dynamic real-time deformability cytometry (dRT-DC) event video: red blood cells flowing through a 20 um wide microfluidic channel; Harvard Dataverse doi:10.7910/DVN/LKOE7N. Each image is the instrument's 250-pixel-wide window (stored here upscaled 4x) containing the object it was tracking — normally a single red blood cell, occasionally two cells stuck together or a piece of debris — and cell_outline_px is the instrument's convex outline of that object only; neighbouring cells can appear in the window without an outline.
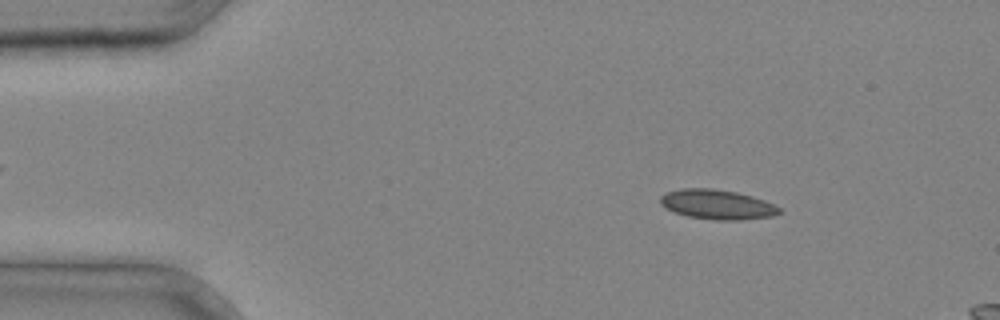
{"species": "common noctule bat (a hibernating species)", "species_latin": "Nyctalus noctula", "temperature_condition": "cold", "stored_images_in_passage": 37, "segment_of_instrument_passage": [1, 2], "camera_frame_rate_fps": 3000, "um_per_image_px": 0.085, "animal": {"sex": "male", "body_mass_g": 20.4}, "frame": {"image": 1, "passage_image": 5, "time_ms": 1.333, "image_size_px": [1000, 320], "cell_outline_px": [[780, 212], [772, 216], [740, 220], [716, 220], [688, 216], [676, 212], [660, 204], [660, 196], [664, 192], [680, 188], [712, 188], [736, 192], [752, 196], [764, 200], [780, 208]], "centroid_in_image_um": [60.93, 17.37], "position_along_channel_um": 24.1, "area_um2": 20.46}}
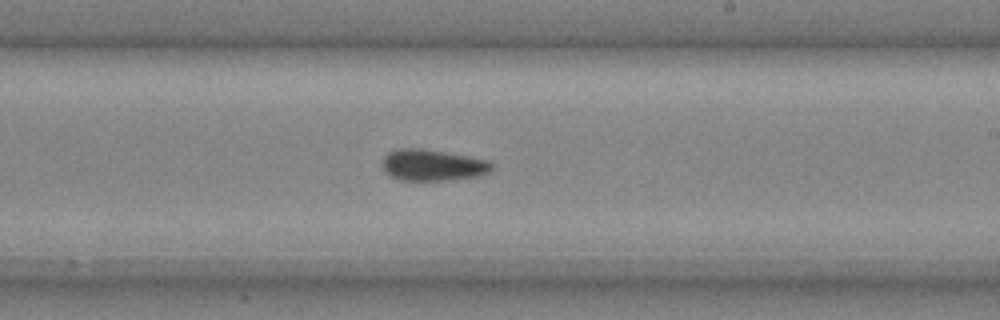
{"frame": {"image": 2, "passage_image": 22, "time_ms": 7.0, "image_size_px": [1000, 320], "cell_outline_px": [[492, 168], [488, 172], [476, 176], [448, 180], [400, 180], [384, 172], [380, 164], [384, 156], [388, 152], [396, 148], [420, 148], [468, 156], [488, 160], [492, 164]], "centroid_in_image_um": [36.7, 14.02], "position_along_channel_um": 252.3, "area_um2": 20.0}}
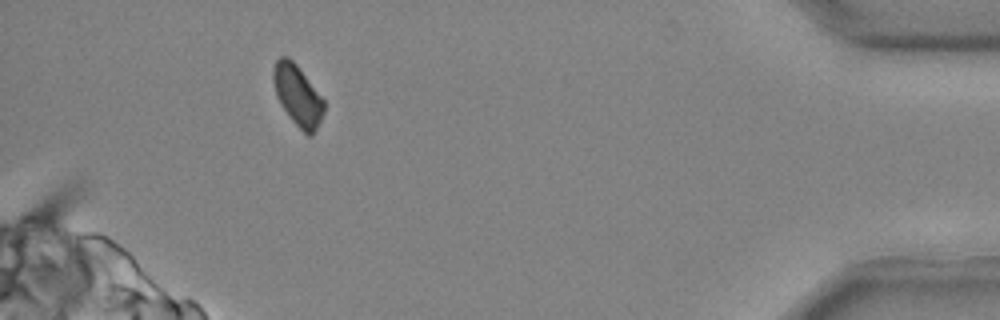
{"frame": {"image": 3, "passage_image": 34, "time_ms": 11.0, "image_size_px": [1000, 320], "cell_outline_px": [[324, 112], [312, 136], [308, 136], [292, 120], [280, 104], [276, 96], [272, 80], [272, 68], [276, 60], [280, 56], [288, 56], [296, 64], [324, 100]], "centroid_in_image_um": [25.26, 8.08], "position_along_channel_um": 409.9, "area_um2": 17.8}}